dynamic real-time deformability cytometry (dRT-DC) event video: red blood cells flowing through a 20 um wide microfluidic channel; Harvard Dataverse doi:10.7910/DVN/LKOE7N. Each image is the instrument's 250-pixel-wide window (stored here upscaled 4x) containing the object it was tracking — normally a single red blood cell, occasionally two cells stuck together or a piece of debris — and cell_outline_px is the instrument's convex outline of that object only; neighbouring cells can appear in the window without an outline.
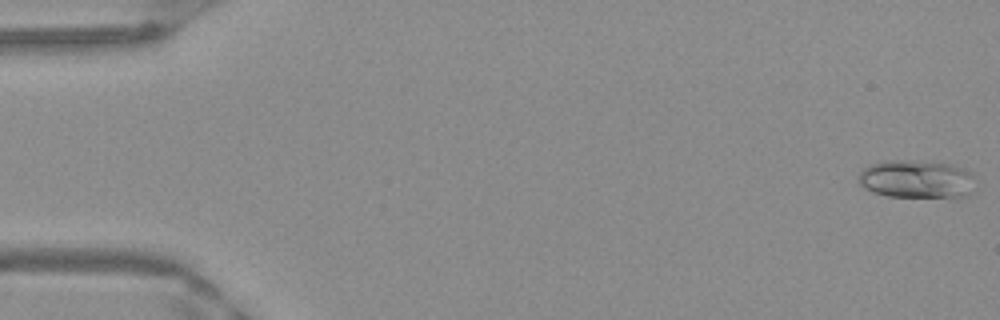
{"species": "Egyptian fruit bat (a non-hibernating species)", "species_latin": "Rousettus aegyptiacus", "temperature_condition": "warm", "stored_images_in_passage": 51, "camera_frame_rate_fps": 3000, "um_per_image_px": 0.085, "frame": {"image": 1, "passage_image": 1, "time_ms": 0.0, "image_size_px": [1000, 320], "cell_outline_px": [[972, 176], [968, 196], [888, 196], [872, 192], [864, 188], [860, 184], [856, 176], [868, 164], [884, 160], [912, 160], [952, 164], [964, 168], [972, 172]], "centroid_in_image_um": [77.81, 15.19], "position_along_channel_um": 7.2, "area_um2": 25.78}}
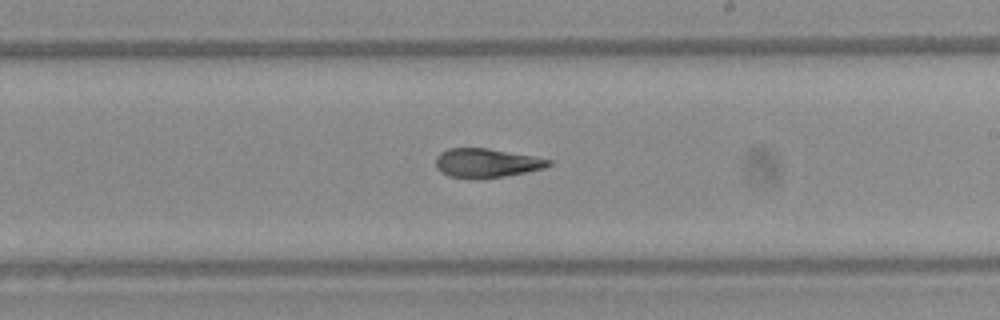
{"frame": {"image": 2, "passage_image": 30, "time_ms": 9.667, "image_size_px": [1000, 320], "cell_outline_px": [[552, 164], [544, 168], [504, 176], [480, 180], [472, 180], [448, 176], [440, 172], [436, 168], [436, 156], [440, 152], [448, 148], [488, 148], [536, 156], [552, 160]], "centroid_in_image_um": [41.32, 13.87], "position_along_channel_um": 247.7, "area_um2": 19.54}}
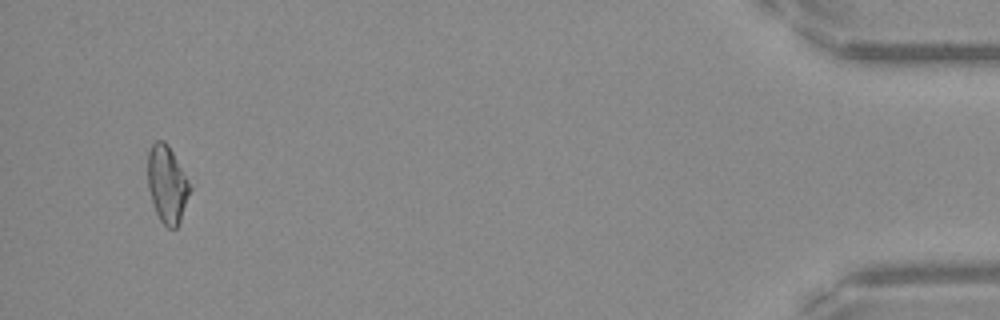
{"frame": {"image": 3, "passage_image": 49, "time_ms": 16.0, "image_size_px": [1000, 320], "cell_outline_px": [[196, 180], [180, 220], [176, 228], [168, 228], [160, 220], [156, 212], [148, 188], [148, 152], [152, 144], [156, 140], [164, 140], [168, 144]], "centroid_in_image_um": [14.31, 15.58], "position_along_channel_um": 420.9, "area_um2": 20.17}, "authors_computed_cell_mechanics": {"area_um2": 20.0566, "velocity_mm_per_s": 3.9778, "shape_relaxation_time_tau1_ms": 6.7238, "shape_relaxation_time_tau2_ms": 2.394, "deformation_change_tau1": 0.1945, "deformation_change_tau2": 0.1071}}